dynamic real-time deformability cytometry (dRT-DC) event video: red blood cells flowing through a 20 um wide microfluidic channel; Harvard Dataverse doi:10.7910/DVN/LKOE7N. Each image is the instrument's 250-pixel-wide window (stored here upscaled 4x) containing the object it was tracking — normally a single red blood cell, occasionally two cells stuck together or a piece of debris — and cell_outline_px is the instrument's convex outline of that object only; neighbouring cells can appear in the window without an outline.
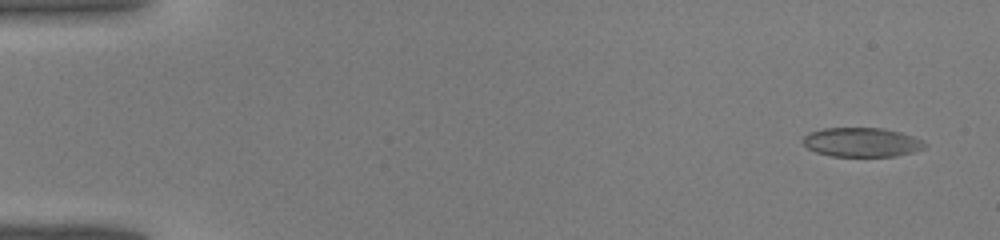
{"species": "common noctule bat (a hibernating species)", "species_latin": "Nyctalus noctula", "temperature_condition": "warm", "stored_images_in_passage": 43, "camera_frame_rate_fps": 3000, "um_per_image_px": 0.085, "animal": {"sex": "male", "body_mass_g": 19.0, "forearm_length_mm": 50.8}, "frame": {"image": 1, "passage_image": 2, "time_ms": 0.333, "image_size_px": [1000, 240], "cell_outline_px": [[928, 144], [924, 148], [912, 152], [896, 156], [832, 156], [816, 152], [808, 148], [800, 140], [808, 132], [824, 128], [884, 128], [900, 132], [924, 140]], "centroid_in_image_um": [73.24, 12.08], "position_along_channel_um": 11.8, "area_um2": 20.87}}
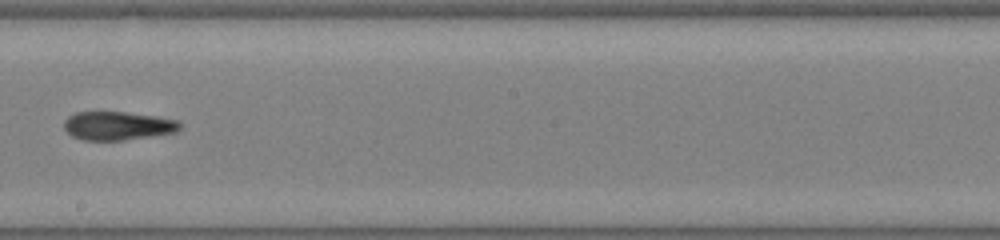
{"frame": {"image": 2, "passage_image": 25, "time_ms": 8.0, "image_size_px": [1000, 240], "cell_outline_px": [[180, 128], [176, 132], [152, 136], [124, 140], [84, 140], [72, 136], [64, 128], [64, 120], [68, 116], [76, 112], [124, 112], [156, 116], [180, 120]], "centroid_in_image_um": [10.01, 10.69], "position_along_channel_um": 238.2, "area_um2": 19.31}}
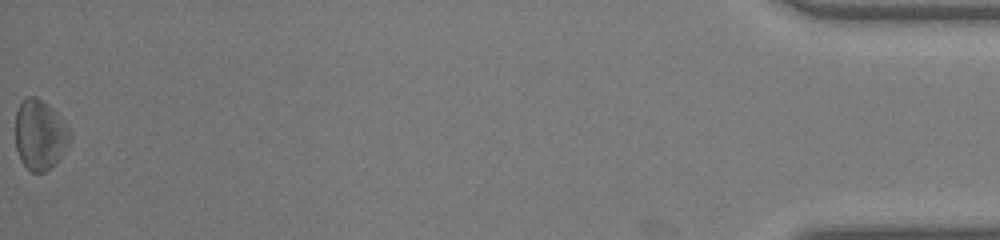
{"frame": {"image": 3, "passage_image": 43, "time_ms": 14.0, "image_size_px": [1000, 240], "cell_outline_px": [[72, 136], [64, 152], [44, 172], [32, 172], [20, 160], [16, 148], [16, 112], [24, 96], [36, 96], [52, 108], [56, 112], [68, 128]], "centroid_in_image_um": [3.37, 11.42], "position_along_channel_um": 431.8, "area_um2": 21.96}}